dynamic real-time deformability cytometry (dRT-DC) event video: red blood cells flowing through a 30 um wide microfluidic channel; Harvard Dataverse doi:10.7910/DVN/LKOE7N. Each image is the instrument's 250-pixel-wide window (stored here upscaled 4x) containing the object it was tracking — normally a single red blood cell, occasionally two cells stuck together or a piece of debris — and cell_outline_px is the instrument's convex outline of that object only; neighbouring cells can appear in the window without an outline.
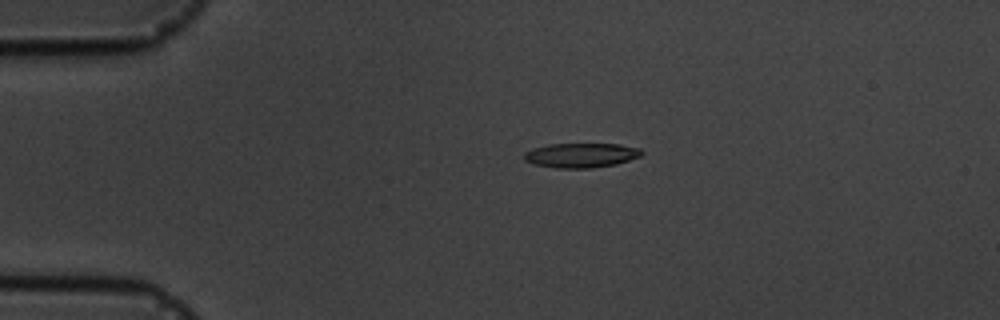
{"species": "common noctule bat (a hibernating species)", "species_latin": "Nyctalus noctula", "temperature_condition": "cold", "stored_images_in_passage": 6, "camera_frame_rate_fps": 3000, "um_per_image_px": 0.085, "animal": {"sex": "male", "body_mass_g": 19.5, "forearm_length_mm": 54.6}, "frame": {"image": 1, "passage_image": 3, "time_ms": 3.333, "image_size_px": [1000, 320], "cell_outline_px": [[644, 152], [640, 156], [616, 164], [592, 168], [556, 168], [536, 164], [524, 160], [524, 152], [532, 148], [548, 144], [620, 144], [640, 148]], "centroid_in_image_um": [49.39, 13.19], "position_along_channel_um": 35.6, "area_um2": 16.82}}
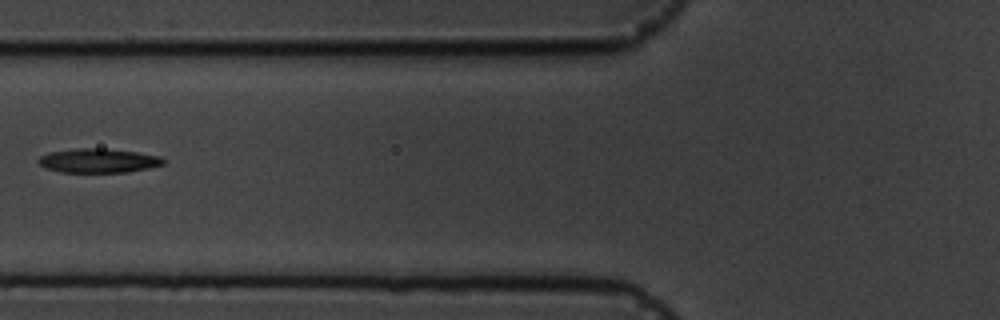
{"frame": {"image": 2, "passage_image": 6, "time_ms": 6.667, "image_size_px": [1000, 320], "cell_outline_px": [[164, 164], [148, 168], [128, 172], [60, 172], [44, 168], [36, 160], [40, 156], [48, 152], [76, 148], [104, 148], [136, 152], [160, 156], [164, 160]], "centroid_in_image_um": [8.32, 13.65], "position_along_channel_um": 117.5, "area_um2": 17.69}}